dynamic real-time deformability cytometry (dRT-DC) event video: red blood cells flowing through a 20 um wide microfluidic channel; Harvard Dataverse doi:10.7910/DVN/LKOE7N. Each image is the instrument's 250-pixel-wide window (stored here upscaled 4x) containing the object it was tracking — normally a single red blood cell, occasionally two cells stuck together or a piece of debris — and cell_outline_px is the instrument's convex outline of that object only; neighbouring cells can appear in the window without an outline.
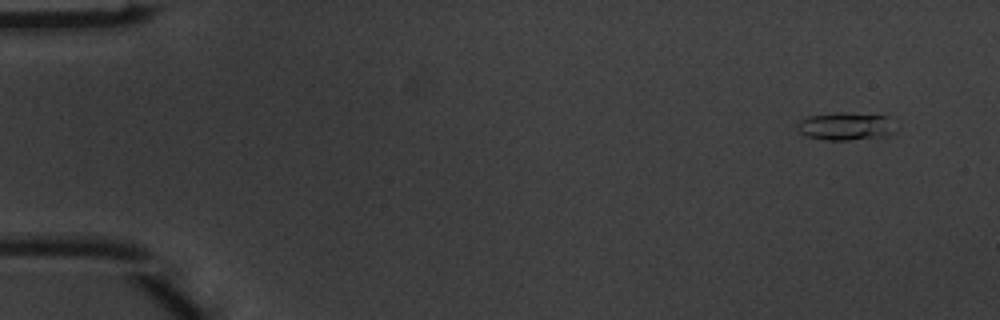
{"species": "common noctule bat (a hibernating species)", "species_latin": "Nyctalus noctula", "temperature_condition": "warm", "stored_images_in_passage": 5, "camera_frame_rate_fps": 3000, "um_per_image_px": 0.085, "animal": {"sex": "male", "body_mass_g": 20.1, "forearm_length_mm": 53.5}, "frame": {"image": 1, "passage_image": 1, "time_ms": 0.0, "image_size_px": [1000, 320], "cell_outline_px": [[892, 132], [888, 136], [848, 140], [824, 140], [804, 136], [796, 132], [796, 124], [800, 120], [808, 116], [836, 112], [848, 112], [888, 116]], "centroid_in_image_um": [71.76, 10.73], "position_along_channel_um": 13.2, "area_um2": 16.07}}
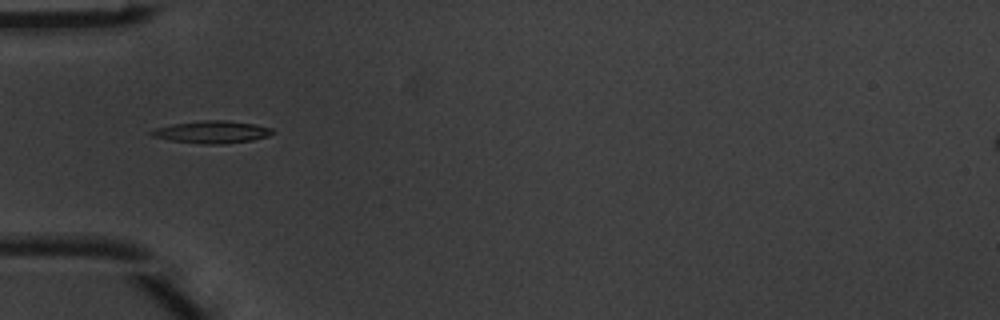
{"frame": {"image": 2, "passage_image": 5, "time_ms": 1.333, "image_size_px": [1000, 320], "cell_outline_px": [[276, 132], [268, 136], [252, 140], [224, 144], [200, 144], [172, 140], [152, 136], [148, 132], [156, 128], [172, 124], [204, 120], [228, 120], [256, 124], [272, 128]], "centroid_in_image_um": [18.06, 11.22], "position_along_channel_um": 66.9, "area_um2": 15.84}}